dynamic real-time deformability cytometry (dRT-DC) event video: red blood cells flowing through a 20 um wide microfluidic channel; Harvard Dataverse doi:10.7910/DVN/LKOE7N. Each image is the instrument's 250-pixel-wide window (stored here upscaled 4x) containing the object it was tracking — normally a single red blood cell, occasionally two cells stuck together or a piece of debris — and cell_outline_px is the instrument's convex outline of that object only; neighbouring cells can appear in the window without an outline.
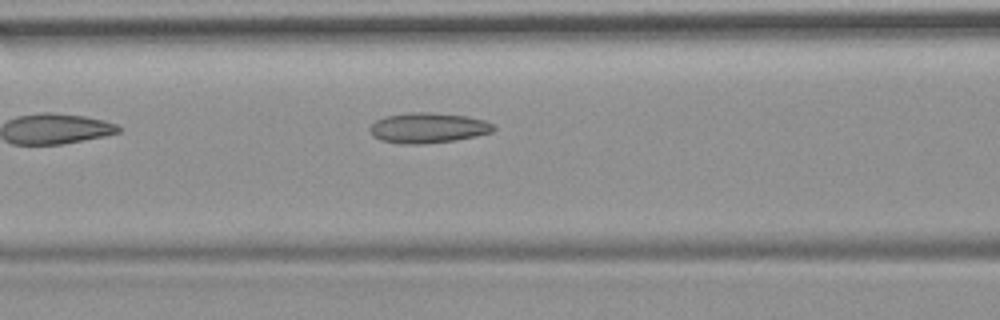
{"species": "common noctule bat (a hibernating species)", "species_latin": "Nyctalus noctula", "temperature_condition": "room temperature", "stored_images_in_passage": 6, "camera_frame_rate_fps": 3000, "um_per_image_px": 0.085, "animal": {"sex": "female", "body_mass_g": 19.9}, "frame": {"image": 1, "passage_image": 6, "time_ms": 6.667, "image_size_px": [1000, 320], "cell_outline_px": [[496, 128], [492, 132], [476, 136], [452, 140], [424, 144], [408, 144], [380, 140], [372, 136], [368, 128], [376, 120], [384, 116], [412, 112], [428, 112], [468, 116], [484, 120], [492, 124]], "centroid_in_image_um": [36.36, 10.86], "position_along_channel_um": 130.2, "area_um2": 21.79}}